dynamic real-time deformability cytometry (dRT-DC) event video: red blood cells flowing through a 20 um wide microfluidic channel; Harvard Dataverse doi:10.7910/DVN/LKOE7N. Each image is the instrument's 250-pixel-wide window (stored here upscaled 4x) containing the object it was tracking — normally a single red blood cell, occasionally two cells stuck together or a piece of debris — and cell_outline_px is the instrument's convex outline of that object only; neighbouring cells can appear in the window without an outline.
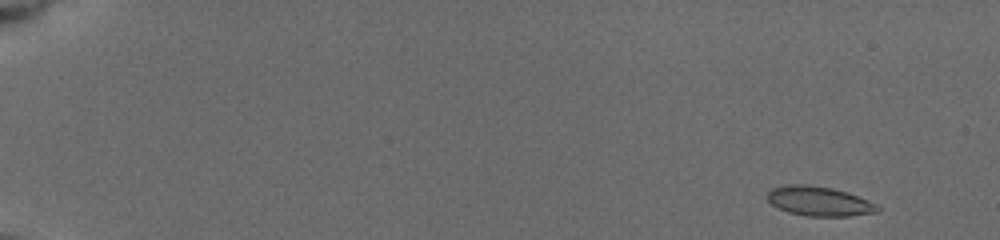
{"species": "common noctule bat (a hibernating species)", "species_latin": "Nyctalus noctula", "temperature_condition": "cold", "stored_images_in_passage": 24, "camera_frame_rate_fps": 3000, "um_per_image_px": 0.085, "animal": {"sex": "female", "body_mass_g": 19.5, "forearm_length_mm": 54.1}, "frame": {"image": 1, "passage_image": 1, "time_ms": 0.0, "image_size_px": [1000, 240], "cell_outline_px": [[880, 212], [848, 216], [804, 216], [788, 212], [776, 208], [768, 200], [768, 192], [772, 188], [788, 184], [808, 184], [832, 188], [868, 200], [876, 204], [880, 208]], "centroid_in_image_um": [69.61, 17.11], "position_along_channel_um": 15.4, "area_um2": 18.96}}
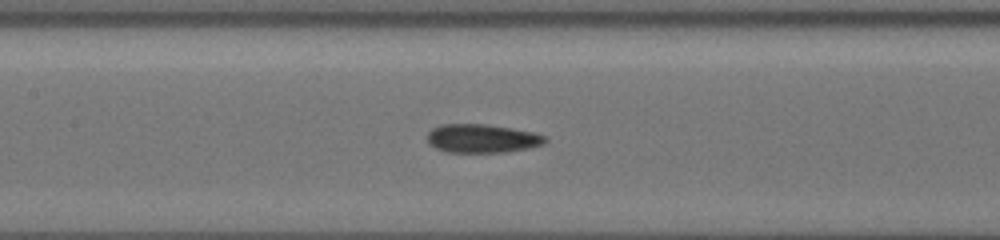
{"frame": {"image": 2, "passage_image": 14, "time_ms": 8.333, "image_size_px": [1000, 240], "cell_outline_px": [[548, 140], [544, 144], [528, 148], [504, 152], [448, 152], [436, 148], [428, 144], [428, 132], [432, 128], [440, 124], [488, 124], [512, 128], [532, 132], [548, 136]], "centroid_in_image_um": [40.99, 11.76], "position_along_channel_um": 166.4, "area_um2": 19.77}}
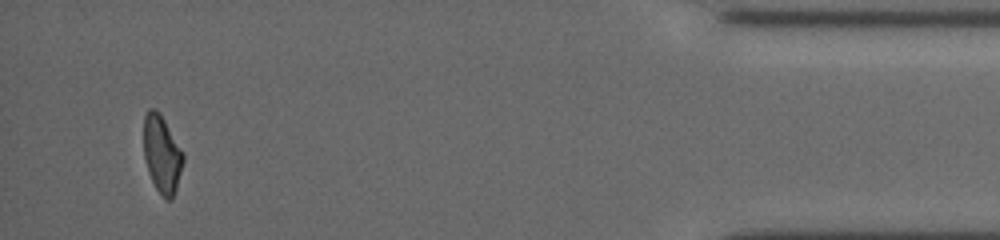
{"frame": {"image": 3, "passage_image": 24, "time_ms": 16.667, "image_size_px": [1000, 240], "cell_outline_px": [[184, 160], [176, 188], [172, 200], [164, 200], [156, 188], [148, 172], [144, 156], [144, 116], [148, 108], [156, 108], [160, 112], [184, 152]], "centroid_in_image_um": [13.77, 13.08], "position_along_channel_um": 421.4, "area_um2": 18.03}, "authors_computed_cell_mechanics": {"area_um2": 19.2185, "velocity_mm_per_s": 3.776, "shape_relaxation_time_tau1_ms": 4.9967, "shape_relaxation_time_tau2_ms": 3.0549, "deformation_change_tau1": 0.1454, "deformation_change_tau2": 0.0984}}